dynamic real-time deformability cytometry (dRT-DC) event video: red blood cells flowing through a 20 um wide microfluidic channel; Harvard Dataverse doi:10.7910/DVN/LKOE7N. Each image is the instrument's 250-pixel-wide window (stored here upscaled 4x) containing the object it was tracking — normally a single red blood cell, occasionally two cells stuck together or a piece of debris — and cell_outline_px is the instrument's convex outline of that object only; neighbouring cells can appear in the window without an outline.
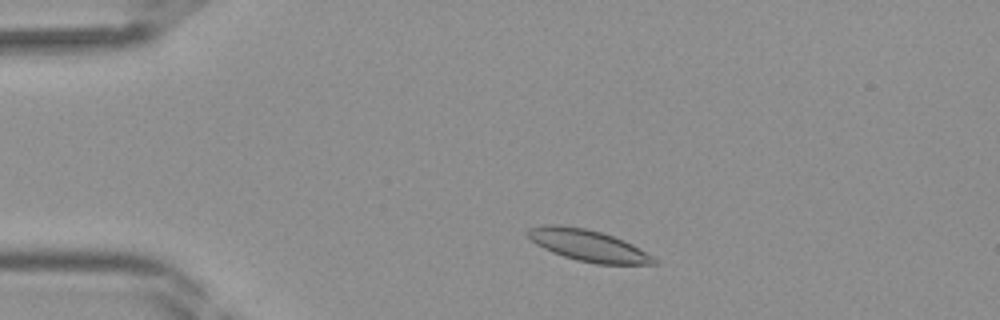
{"species": "Egyptian fruit bat (a non-hibernating species)", "species_latin": "Rousettus aegyptiacus", "temperature_condition": "room temperature", "stored_images_in_passage": 38, "camera_frame_rate_fps": 3000, "um_per_image_px": 0.085, "frame": {"image": 1, "passage_image": 5, "time_ms": 1.333, "image_size_px": [1000, 320], "cell_outline_px": [[660, 260], [656, 264], [596, 264], [576, 260], [552, 252], [536, 244], [524, 232], [528, 228], [544, 224], [556, 224], [584, 228], [600, 232], [624, 240], [632, 244]], "centroid_in_image_um": [49.98, 20.86], "position_along_channel_um": 35.0, "area_um2": 23.18}}
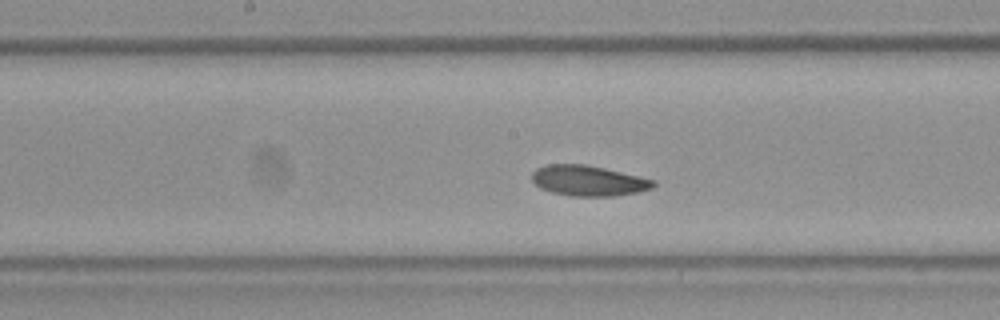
{"frame": {"image": 2, "passage_image": 18, "time_ms": 5.667, "image_size_px": [1000, 320], "cell_outline_px": [[656, 184], [652, 188], [636, 192], [612, 196], [572, 196], [552, 192], [540, 188], [532, 180], [532, 172], [536, 168], [548, 164], [584, 164], [604, 168], [656, 180]], "centroid_in_image_um": [50.0, 15.35], "position_along_channel_um": 198.2, "area_um2": 21.44}}
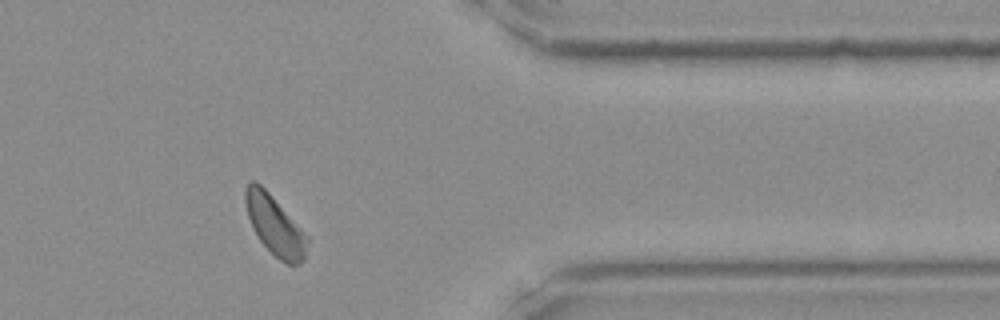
{"frame": {"image": 3, "passage_image": 31, "time_ms": 10.0, "image_size_px": [1000, 320], "cell_outline_px": [[308, 240], [304, 260], [300, 264], [288, 264], [280, 260], [260, 240], [252, 228], [248, 216], [244, 200], [244, 188], [252, 180], [256, 180], [268, 192], [308, 236]], "centroid_in_image_um": [23.34, 19.14], "position_along_channel_um": 388.1, "area_um2": 21.1}}